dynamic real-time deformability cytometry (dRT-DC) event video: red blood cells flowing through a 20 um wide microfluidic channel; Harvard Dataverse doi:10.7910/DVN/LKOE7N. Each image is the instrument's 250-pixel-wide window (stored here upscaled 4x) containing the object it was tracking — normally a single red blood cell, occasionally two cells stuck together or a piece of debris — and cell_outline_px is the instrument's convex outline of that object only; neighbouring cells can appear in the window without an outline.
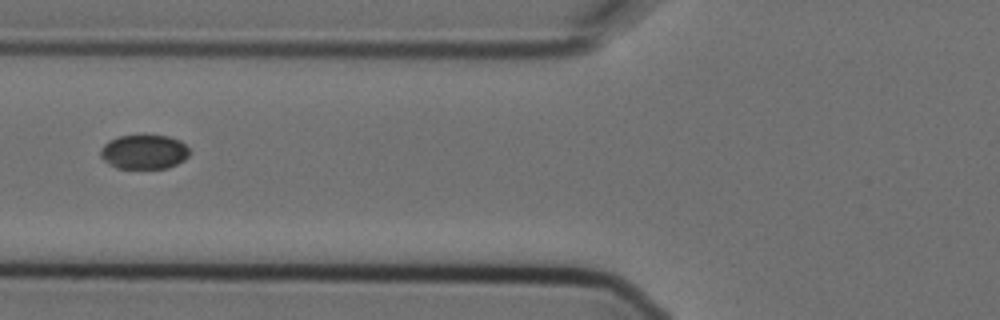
{"species": "Egyptian fruit bat (a non-hibernating species)", "species_latin": "Rousettus aegyptiacus", "temperature_condition": "cold", "stored_images_in_passage": 5, "camera_frame_rate_fps": 3000, "um_per_image_px": 0.085, "animal": {"sex": "female"}, "frame": {"image": 1, "passage_image": 3, "time_ms": 0.667, "image_size_px": [1000, 320], "cell_outline_px": [[188, 156], [184, 160], [168, 168], [116, 168], [108, 164], [100, 156], [100, 148], [108, 140], [120, 136], [168, 136], [180, 140], [188, 148]], "centroid_in_image_um": [12.21, 12.92], "position_along_channel_um": 113.6, "area_um2": 17.74}}
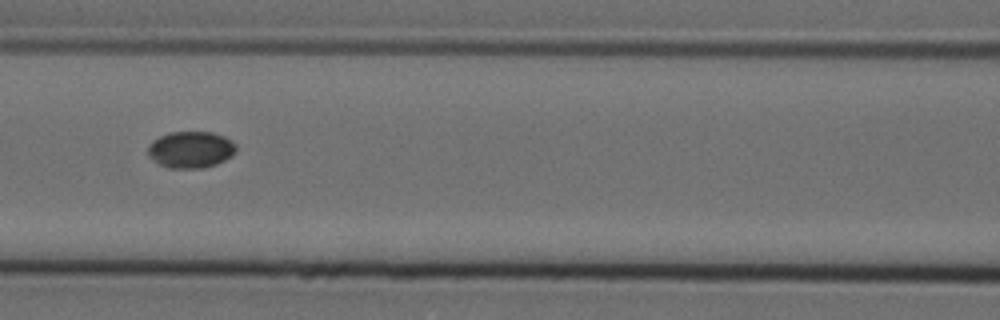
{"frame": {"image": 2, "passage_image": 4, "time_ms": 1.0, "image_size_px": [1000, 320], "cell_outline_px": [[236, 152], [232, 156], [216, 164], [204, 168], [168, 168], [160, 164], [148, 156], [148, 144], [152, 140], [168, 132], [212, 132], [224, 136], [232, 140], [236, 144]], "centroid_in_image_um": [16.22, 12.71], "position_along_channel_um": 150.4, "area_um2": 19.02}}
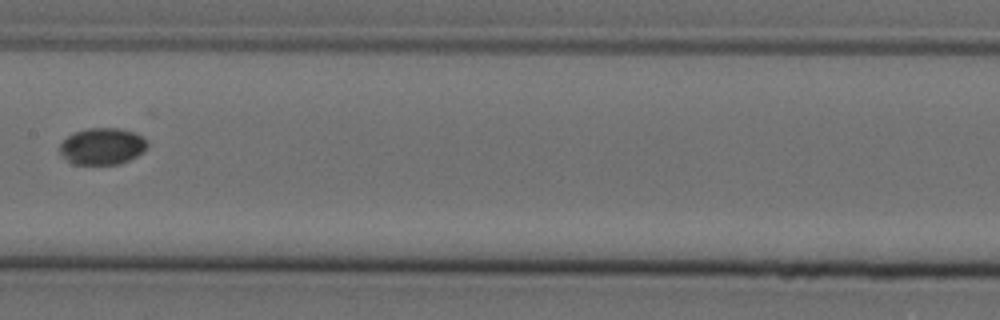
{"frame": {"image": 3, "passage_image": 5, "time_ms": 1.333, "image_size_px": [1000, 320], "cell_outline_px": [[148, 148], [144, 152], [120, 164], [72, 164], [60, 152], [60, 144], [72, 132], [88, 128], [120, 128], [136, 132], [144, 136], [148, 140]], "centroid_in_image_um": [8.75, 12.41], "position_along_channel_um": 198.7, "area_um2": 18.96}}